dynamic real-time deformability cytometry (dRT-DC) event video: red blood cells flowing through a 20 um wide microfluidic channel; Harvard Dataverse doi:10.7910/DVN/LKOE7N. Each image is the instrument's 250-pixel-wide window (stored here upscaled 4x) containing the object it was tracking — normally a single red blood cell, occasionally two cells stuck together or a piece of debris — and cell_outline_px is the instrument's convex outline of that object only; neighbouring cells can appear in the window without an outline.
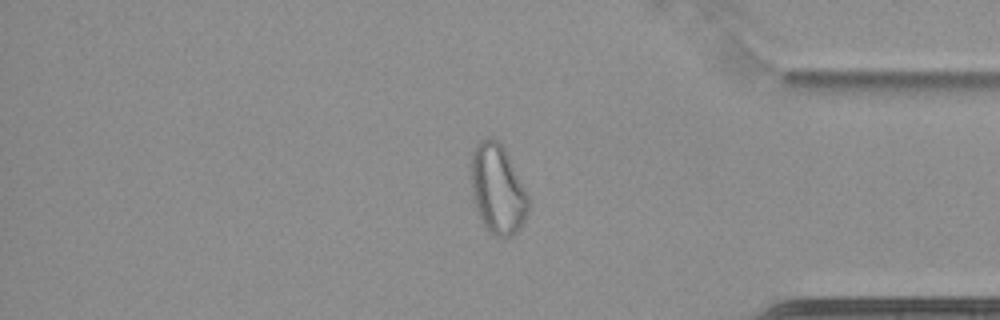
{"species": "common noctule bat (a hibernating species)", "species_latin": "Nyctalus noctula", "temperature_condition": "cold", "stored_images_in_passage": 64, "camera_frame_rate_fps": 3000, "um_per_image_px": 0.085, "animal": {"sex": "female", "body_mass_g": 22.7, "forearm_length_mm": 54.2}, "frame": {"image": 1, "passage_image": 55, "time_ms": 18.0, "image_size_px": [1000, 320], "cell_outline_px": [[528, 212], [520, 228], [512, 236], [504, 240], [488, 232], [476, 208], [472, 196], [472, 152], [476, 144], [484, 136], [492, 136], [504, 148], [528, 196]], "centroid_in_image_um": [42.29, 16.1], "position_along_channel_um": 392.9, "area_um2": 29.71}}
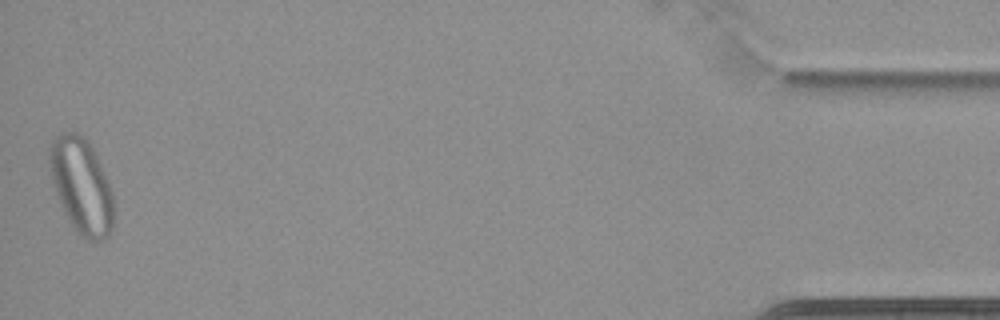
{"frame": {"image": 2, "passage_image": 64, "time_ms": 21.0, "image_size_px": [1000, 320], "cell_outline_px": [[112, 228], [108, 236], [100, 240], [84, 240], [76, 232], [60, 204], [52, 180], [48, 160], [48, 144], [60, 132], [76, 132], [84, 136], [88, 140], [100, 164], [112, 192]], "centroid_in_image_um": [6.88, 15.76], "position_along_channel_um": 428.3, "area_um2": 35.49}, "authors_computed_cell_mechanics": {"area_um2": 29.5647, "velocity_mm_per_s": 3.4717, "shape_relaxation_time_tau1_ms": null, "shape_relaxation_time_tau2_ms": 2.6783, "deformation_change_tau1": null, "deformation_change_tau2": 0.0746}}